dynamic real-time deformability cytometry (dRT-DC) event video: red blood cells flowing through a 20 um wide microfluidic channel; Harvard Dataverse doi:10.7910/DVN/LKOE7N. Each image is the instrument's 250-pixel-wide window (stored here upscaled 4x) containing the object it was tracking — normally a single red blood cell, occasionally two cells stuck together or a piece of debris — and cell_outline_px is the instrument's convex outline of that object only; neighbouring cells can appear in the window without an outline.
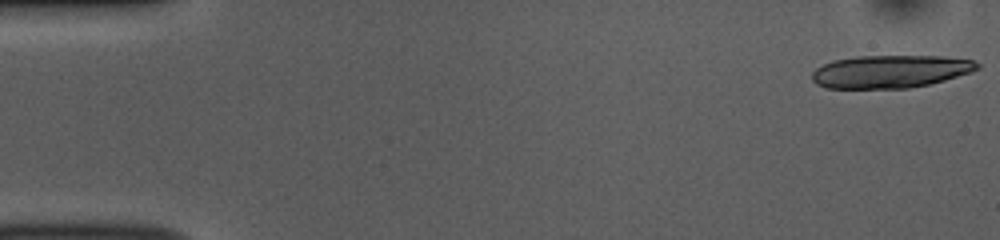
{"species": "common noctule bat (a hibernating species)", "species_latin": "Nyctalus noctula", "temperature_condition": "room temperature", "stored_images_in_passage": 17, "camera_frame_rate_fps": 3000, "um_per_image_px": 0.085, "animal": {"sex": "female", "body_mass_g": 10.0, "forearm_length_mm": 53.1}, "frame": {"image": 1, "passage_image": 1, "time_ms": 0.0, "image_size_px": [1000, 240], "cell_outline_px": [[980, 68], [972, 72], [944, 80], [928, 84], [908, 88], [824, 88], [816, 84], [812, 80], [812, 72], [816, 68], [832, 60], [856, 56], [940, 56], [972, 60], [980, 64]], "centroid_in_image_um": [75.66, 6.07], "position_along_channel_um": 9.3, "area_um2": 31.62}}